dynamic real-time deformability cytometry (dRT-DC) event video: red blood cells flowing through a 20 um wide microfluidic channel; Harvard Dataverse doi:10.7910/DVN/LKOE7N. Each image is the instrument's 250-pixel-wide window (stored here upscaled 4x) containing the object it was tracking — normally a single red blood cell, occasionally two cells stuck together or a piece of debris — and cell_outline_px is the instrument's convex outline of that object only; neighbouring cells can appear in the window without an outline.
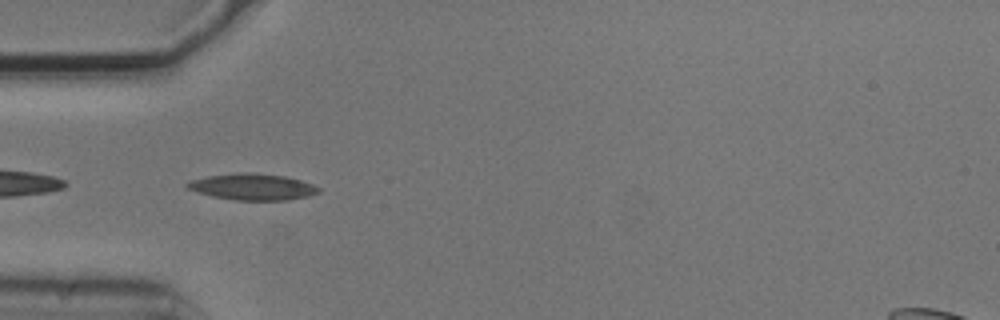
{"species": "common noctule bat (a hibernating species)", "species_latin": "Nyctalus noctula", "temperature_condition": "cold", "stored_images_in_passage": 8, "camera_frame_rate_fps": 3000, "um_per_image_px": 0.085, "animal": {"sex": "male", "body_mass_g": 20.5, "forearm_length_mm": 52.5}, "frame": {"image": 1, "passage_image": 5, "time_ms": 1.333, "image_size_px": [1000, 320], "cell_outline_px": [[320, 192], [308, 196], [288, 200], [236, 200], [212, 196], [196, 192], [188, 188], [184, 184], [188, 180], [208, 176], [236, 172], [244, 172], [284, 176], [300, 180], [312, 184], [320, 188]], "centroid_in_image_um": [21.43, 15.88], "position_along_channel_um": 63.6, "area_um2": 20.17}}
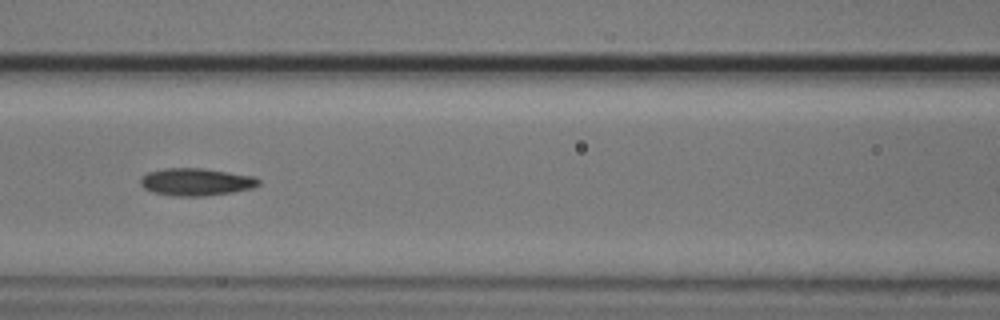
{"frame": {"image": 2, "passage_image": 7, "time_ms": 2.0, "image_size_px": [1000, 320], "cell_outline_px": [[260, 184], [252, 188], [232, 192], [204, 196], [176, 196], [152, 192], [144, 188], [140, 184], [140, 180], [148, 172], [164, 168], [204, 168], [256, 176], [260, 180]], "centroid_in_image_um": [16.69, 15.45], "position_along_channel_um": 149.9, "area_um2": 18.96}}
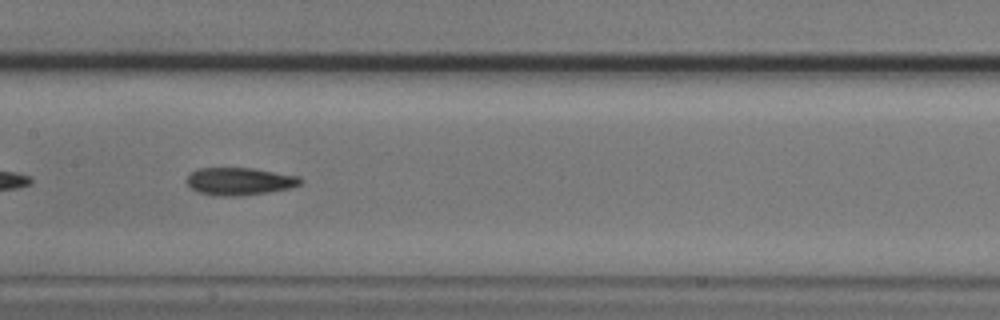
{"frame": {"image": 3, "passage_image": 8, "time_ms": 2.333, "image_size_px": [1000, 320], "cell_outline_px": [[304, 180], [300, 184], [288, 188], [268, 192], [240, 196], [216, 196], [200, 192], [192, 188], [184, 180], [192, 172], [200, 168], [252, 168], [300, 176]], "centroid_in_image_um": [20.37, 15.41], "position_along_channel_um": 187.0, "area_um2": 18.21}}